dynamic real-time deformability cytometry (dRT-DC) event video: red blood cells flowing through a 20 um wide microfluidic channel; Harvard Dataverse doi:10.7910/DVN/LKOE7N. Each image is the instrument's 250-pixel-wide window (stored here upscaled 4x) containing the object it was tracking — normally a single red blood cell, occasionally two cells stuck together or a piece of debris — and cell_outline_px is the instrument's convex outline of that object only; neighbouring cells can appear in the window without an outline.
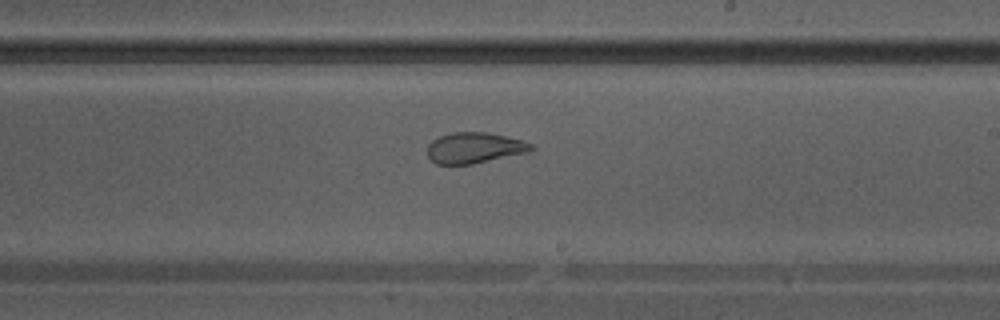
{"species": "Egyptian fruit bat (a non-hibernating species)", "species_latin": "Rousettus aegyptiacus", "temperature_condition": "warm", "stored_images_in_passage": 39, "camera_frame_rate_fps": 3000, "um_per_image_px": 0.085, "animal": {"sex": "male"}, "frame": {"image": 1, "passage_image": 23, "time_ms": 7.333, "image_size_px": [1000, 320], "cell_outline_px": [[532, 148], [528, 152], [472, 164], [436, 164], [428, 156], [428, 144], [432, 140], [440, 136], [452, 132], [488, 132], [520, 140], [532, 144]], "centroid_in_image_um": [40.29, 12.56], "position_along_channel_um": 248.7, "area_um2": 18.38}}